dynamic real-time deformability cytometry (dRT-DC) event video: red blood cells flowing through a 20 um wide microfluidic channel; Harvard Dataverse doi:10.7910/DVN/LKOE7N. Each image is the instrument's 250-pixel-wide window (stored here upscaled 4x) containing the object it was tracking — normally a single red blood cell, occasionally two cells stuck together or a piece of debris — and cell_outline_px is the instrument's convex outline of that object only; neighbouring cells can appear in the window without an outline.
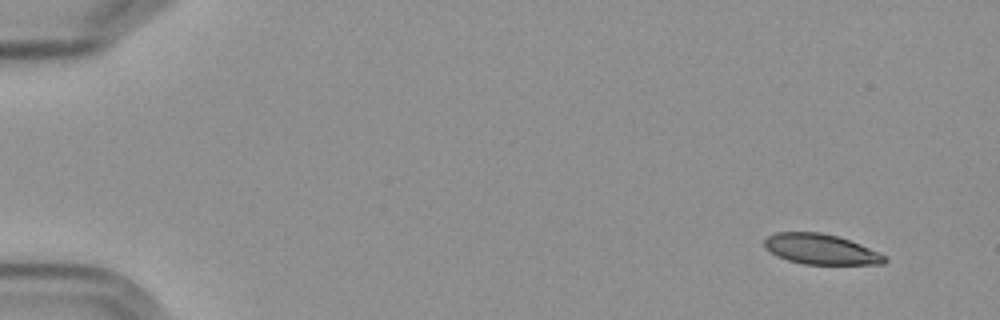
{"species": "Egyptian fruit bat (a non-hibernating species)", "species_latin": "Rousettus aegyptiacus", "temperature_condition": "cold", "stored_images_in_passage": 5, "camera_frame_rate_fps": 3000, "um_per_image_px": 0.085, "frame": {"image": 1, "passage_image": 1, "time_ms": 0.0, "image_size_px": [1000, 320], "cell_outline_px": [[888, 260], [884, 264], [804, 264], [788, 260], [776, 256], [764, 248], [764, 240], [768, 236], [776, 232], [820, 232], [836, 236], [860, 244], [884, 256]], "centroid_in_image_um": [69.71, 21.18], "position_along_channel_um": 15.3, "area_um2": 21.04}}
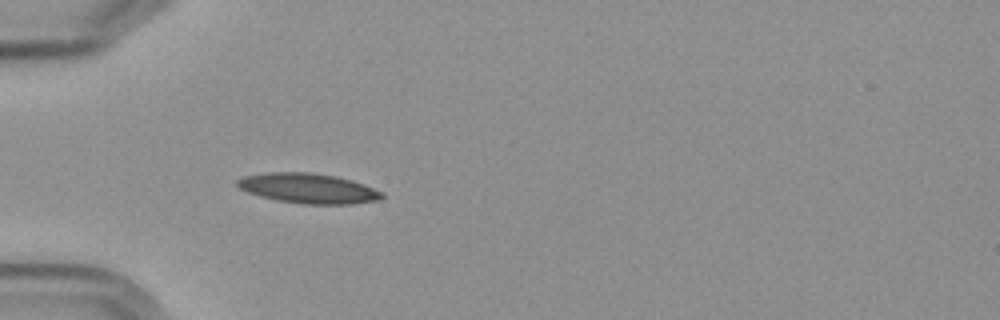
{"frame": {"image": 2, "passage_image": 5, "time_ms": 4.667, "image_size_px": [1000, 320], "cell_outline_px": [[384, 196], [380, 200], [352, 204], [304, 204], [276, 200], [260, 196], [248, 192], [240, 188], [236, 184], [236, 180], [244, 176], [264, 172], [312, 172], [336, 176], [352, 180], [384, 192]], "centroid_in_image_um": [26.21, 16.0], "position_along_channel_um": 58.8, "area_um2": 25.43}}